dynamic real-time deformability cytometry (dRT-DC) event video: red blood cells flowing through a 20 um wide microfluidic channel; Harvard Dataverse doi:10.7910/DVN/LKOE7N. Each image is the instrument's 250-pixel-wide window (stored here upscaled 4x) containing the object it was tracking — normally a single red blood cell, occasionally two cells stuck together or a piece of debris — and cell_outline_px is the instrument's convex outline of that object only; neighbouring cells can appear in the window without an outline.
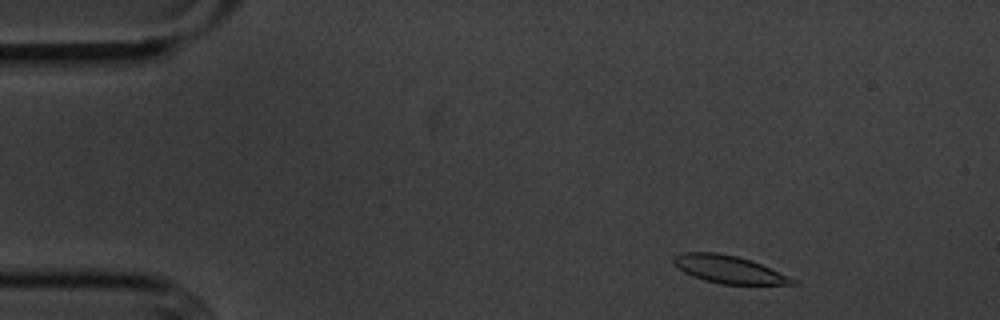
{"species": "common noctule bat (a hibernating species)", "species_latin": "Nyctalus noctula", "temperature_condition": "cold", "stored_images_in_passage": 50, "camera_frame_rate_fps": 3000, "um_per_image_px": 0.085, "animal": {"sex": "male", "body_mass_g": 20.1, "forearm_length_mm": 53.5}, "frame": {"image": 1, "passage_image": 2, "time_ms": 0.333, "image_size_px": [1000, 320], "cell_outline_px": [[800, 284], [720, 284], [704, 280], [692, 276], [684, 272], [672, 260], [672, 256], [684, 252], [716, 252], [736, 256], [752, 260], [796, 280]], "centroid_in_image_um": [61.92, 22.89], "position_along_channel_um": 23.1, "area_um2": 18.96}}
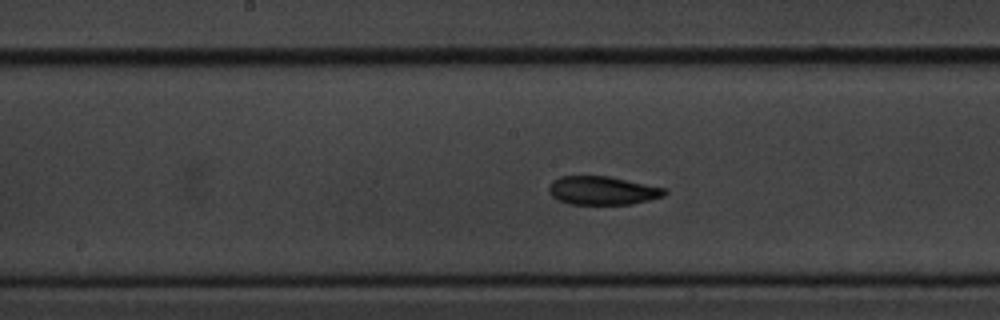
{"frame": {"image": 2, "passage_image": 23, "time_ms": 7.333, "image_size_px": [1000, 320], "cell_outline_px": [[668, 192], [664, 196], [632, 204], [568, 204], [552, 196], [548, 192], [548, 188], [552, 180], [560, 176], [608, 176], [668, 188]], "centroid_in_image_um": [51.23, 16.19], "position_along_channel_um": 197.0, "area_um2": 19.36}}
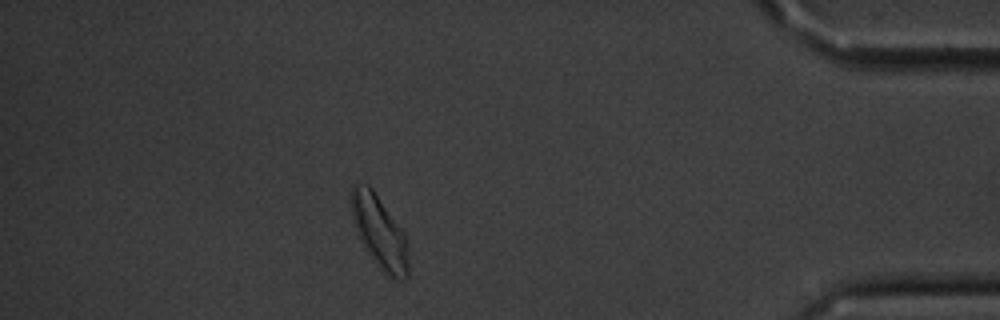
{"frame": {"image": 3, "passage_image": 44, "time_ms": 14.333, "image_size_px": [1000, 320], "cell_outline_px": [[408, 276], [400, 280], [392, 276], [372, 260], [364, 248], [360, 240], [352, 216], [352, 184], [368, 184], [372, 188], [404, 232], [408, 256]], "centroid_in_image_um": [32.25, 19.7], "position_along_channel_um": 403.0, "area_um2": 23.52}, "authors_computed_cell_mechanics": {"area_um2": 19.9699, "velocity_mm_per_s": 3.5531, "shape_relaxation_time_tau1_ms": 2.615, "shape_relaxation_time_tau2_ms": 5.143, "deformation_change_tau1": 0.1117, "deformation_change_tau2": 0.0955}}